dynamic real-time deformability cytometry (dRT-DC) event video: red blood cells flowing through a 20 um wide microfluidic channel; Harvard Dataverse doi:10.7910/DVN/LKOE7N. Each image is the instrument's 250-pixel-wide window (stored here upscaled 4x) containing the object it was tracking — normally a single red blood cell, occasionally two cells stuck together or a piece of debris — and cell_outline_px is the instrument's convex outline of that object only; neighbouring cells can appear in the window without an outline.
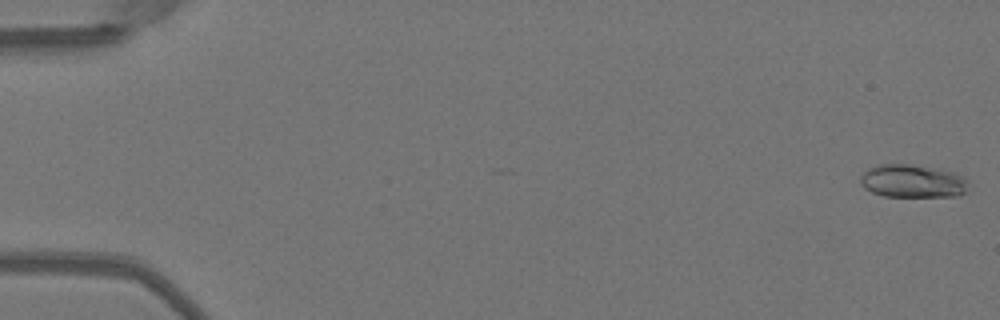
{"species": "Egyptian fruit bat (a non-hibernating species)", "species_latin": "Rousettus aegyptiacus", "temperature_condition": "warm", "stored_images_in_passage": 10, "camera_frame_rate_fps": 3000, "um_per_image_px": 0.085, "animal": {"sex": "female"}, "frame": {"image": 1, "passage_image": 1, "time_ms": 0.0, "image_size_px": [1000, 320], "cell_outline_px": [[968, 184], [964, 192], [960, 196], [884, 196], [872, 192], [864, 188], [860, 180], [860, 176], [868, 168], [876, 164], [908, 164], [936, 168], [952, 172], [964, 176], [968, 180]], "centroid_in_image_um": [77.56, 15.39], "position_along_channel_um": 7.4, "area_um2": 20.87}}